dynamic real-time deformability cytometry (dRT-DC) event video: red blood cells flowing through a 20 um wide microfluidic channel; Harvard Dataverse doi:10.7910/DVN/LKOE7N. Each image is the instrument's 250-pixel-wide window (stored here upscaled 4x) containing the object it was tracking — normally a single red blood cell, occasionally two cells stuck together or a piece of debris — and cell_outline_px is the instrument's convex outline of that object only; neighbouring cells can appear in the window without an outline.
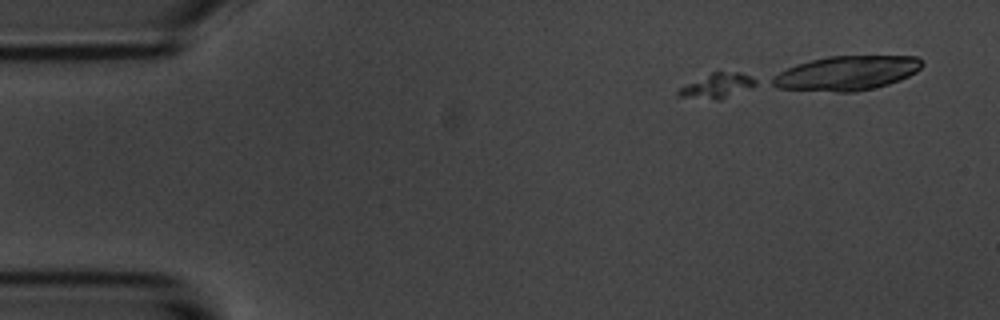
{"species": "common noctule bat (a hibernating species)", "species_latin": "Nyctalus noctula", "temperature_condition": "room temperature", "stored_images_in_passage": 16, "camera_frame_rate_fps": 3000, "um_per_image_px": 0.085, "animal": {"sex": "male", "body_mass_g": 20.1, "forearm_length_mm": 53.5}, "frame": {"image": 1, "passage_image": 1, "time_ms": 0.0, "image_size_px": [1000, 320], "cell_outline_px": [[760, 84], [752, 88], [720, 100], [716, 100], [676, 96], [676, 92], [680, 88], [712, 72], [740, 72], [752, 76], [760, 80]], "centroid_in_image_um": [61.08, 7.29], "position_along_channel_um": 23.9, "area_um2": 11.33}}
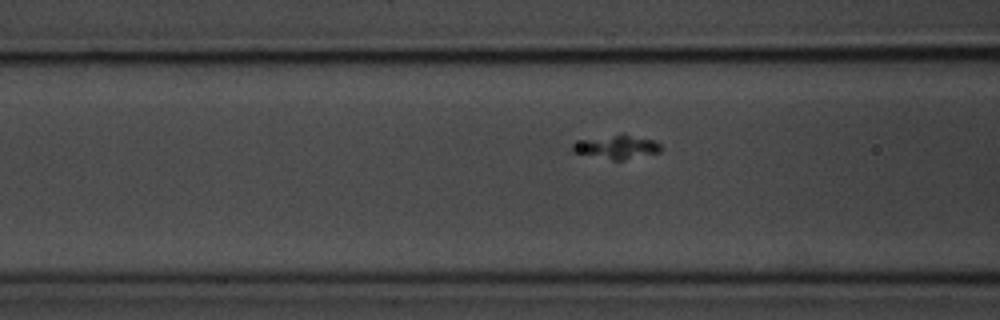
{"frame": {"image": 2, "passage_image": 14, "time_ms": 4.333, "image_size_px": [1000, 320], "cell_outline_px": [[664, 148], [660, 152], [624, 160], [612, 160], [572, 152], [572, 144], [584, 140], [612, 136], [628, 136], [656, 140]], "centroid_in_image_um": [52.48, 12.54], "position_along_channel_um": 114.1, "area_um2": 11.68}}